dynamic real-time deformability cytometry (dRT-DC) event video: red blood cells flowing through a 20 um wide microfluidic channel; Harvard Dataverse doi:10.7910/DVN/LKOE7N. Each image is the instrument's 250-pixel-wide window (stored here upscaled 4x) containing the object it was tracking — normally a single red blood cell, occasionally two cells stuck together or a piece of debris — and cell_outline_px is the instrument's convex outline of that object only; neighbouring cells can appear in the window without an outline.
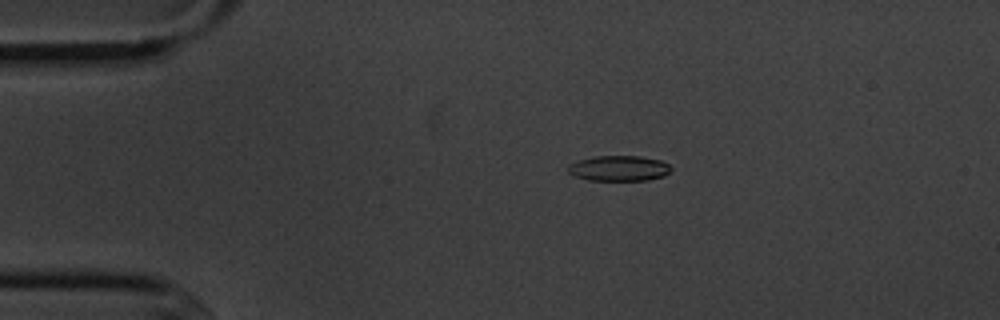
{"species": "common noctule bat (a hibernating species)", "species_latin": "Nyctalus noctula", "temperature_condition": "cold", "stored_images_in_passage": 6, "camera_frame_rate_fps": 3000, "um_per_image_px": 0.085, "animal": {"sex": "male", "body_mass_g": 20.1, "forearm_length_mm": 53.5}, "frame": {"image": 1, "passage_image": 4, "time_ms": 3.333, "image_size_px": [1000, 320], "cell_outline_px": [[672, 168], [664, 176], [648, 180], [588, 180], [576, 176], [568, 172], [568, 164], [576, 160], [596, 156], [640, 156], [660, 160], [668, 164]], "centroid_in_image_um": [52.59, 14.3], "position_along_channel_um": 32.4, "area_um2": 15.26}}
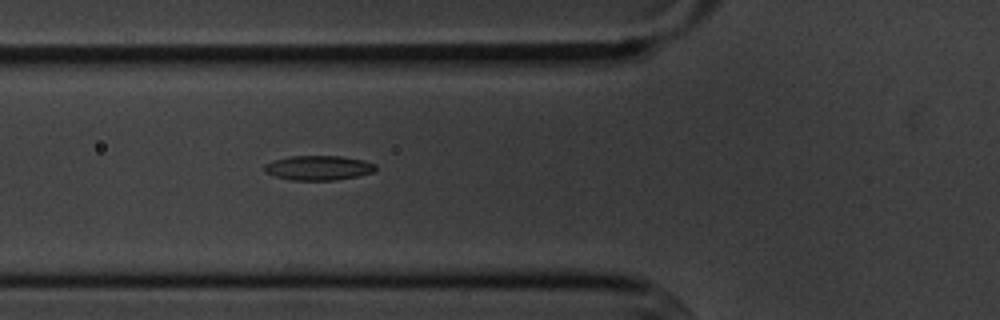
{"frame": {"image": 2, "passage_image": 6, "time_ms": 6.333, "image_size_px": [1000, 320], "cell_outline_px": [[376, 168], [372, 172], [356, 176], [336, 180], [288, 180], [272, 176], [264, 172], [264, 164], [272, 160], [288, 156], [340, 156], [364, 160], [376, 164]], "centroid_in_image_um": [27.0, 14.26], "position_along_channel_um": 98.8, "area_um2": 16.13}}